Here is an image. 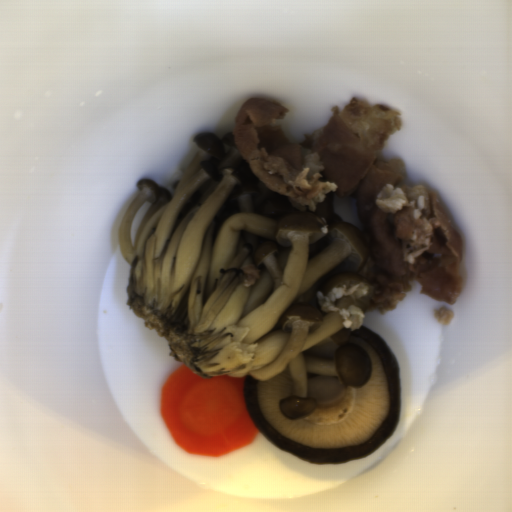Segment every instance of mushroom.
<instances>
[{
  "mask_svg": "<svg viewBox=\"0 0 512 512\" xmlns=\"http://www.w3.org/2000/svg\"><path fill=\"white\" fill-rule=\"evenodd\" d=\"M339 345L328 342L325 344H321L318 346H311L307 350L304 351L305 355H312L318 358L334 360V354Z\"/></svg>",
  "mask_w": 512,
  "mask_h": 512,
  "instance_id": "obj_2",
  "label": "mushroom"
},
{
  "mask_svg": "<svg viewBox=\"0 0 512 512\" xmlns=\"http://www.w3.org/2000/svg\"><path fill=\"white\" fill-rule=\"evenodd\" d=\"M349 342L369 357V380L361 388L345 387L337 376L306 373L307 396L315 410L287 419L280 400L293 392L289 364L268 380L245 375L250 417L278 449L315 464L351 461L378 450L394 433L401 413L400 370L386 342L365 324L352 330Z\"/></svg>",
  "mask_w": 512,
  "mask_h": 512,
  "instance_id": "obj_1",
  "label": "mushroom"
}]
</instances>
